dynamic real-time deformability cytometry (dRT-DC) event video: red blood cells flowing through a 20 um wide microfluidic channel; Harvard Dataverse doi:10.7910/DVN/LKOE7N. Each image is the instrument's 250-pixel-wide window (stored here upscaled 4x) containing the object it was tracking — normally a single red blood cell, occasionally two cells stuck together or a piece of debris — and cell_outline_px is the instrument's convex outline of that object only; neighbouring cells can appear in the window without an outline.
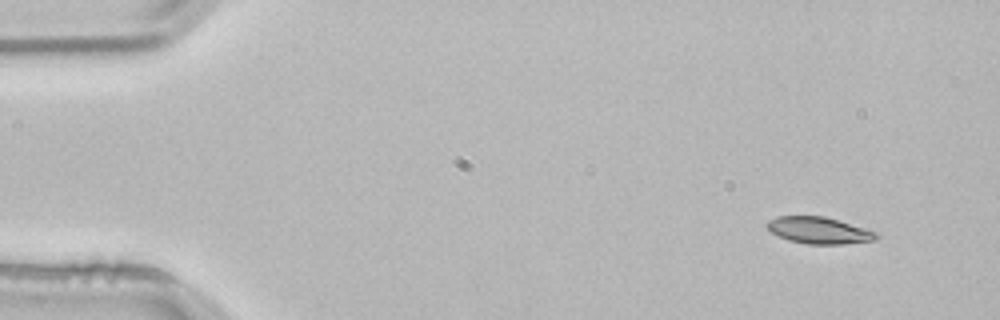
{"species": "common noctule bat (a hibernating species)", "species_latin": "Nyctalus noctula", "temperature_condition": "room temperature", "stored_images_in_passage": 4, "camera_frame_rate_fps": 3000, "um_per_image_px": 0.085, "animal": {"sex": "male", "body_mass_g": 21.5, "forearm_length_mm": 52.0}, "frame": {"image": 1, "passage_image": 1, "time_ms": 0.0, "image_size_px": [1000, 320], "cell_outline_px": [[880, 236], [876, 240], [844, 244], [808, 244], [788, 240], [772, 232], [764, 224], [768, 220], [776, 216], [824, 216], [880, 232]], "centroid_in_image_um": [69.66, 19.58], "position_along_channel_um": 15.3, "area_um2": 17.17}}
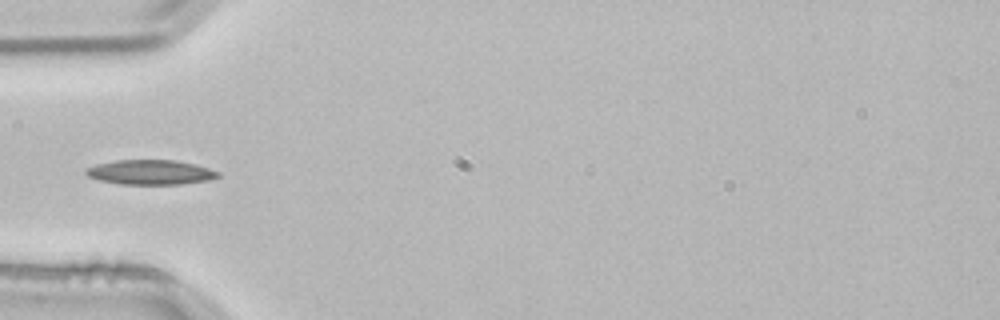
{"frame": {"image": 2, "passage_image": 4, "time_ms": 1.0, "image_size_px": [1000, 320], "cell_outline_px": [[220, 176], [208, 180], [180, 184], [120, 184], [96, 180], [88, 176], [84, 172], [84, 168], [96, 164], [116, 160], [176, 160], [196, 164], [220, 172]], "centroid_in_image_um": [12.75, 14.64], "position_along_channel_um": 72.3, "area_um2": 19.19}}